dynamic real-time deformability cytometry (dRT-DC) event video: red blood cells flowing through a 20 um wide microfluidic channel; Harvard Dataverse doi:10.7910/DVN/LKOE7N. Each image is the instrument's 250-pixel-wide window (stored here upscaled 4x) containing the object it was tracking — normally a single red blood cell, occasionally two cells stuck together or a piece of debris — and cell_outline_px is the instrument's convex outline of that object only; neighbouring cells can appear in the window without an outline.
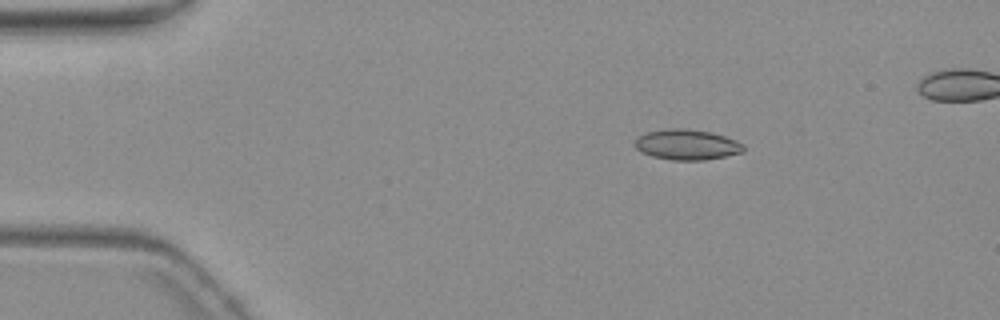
{"species": "common noctule bat (a hibernating species)", "species_latin": "Nyctalus noctula", "temperature_condition": "warm", "stored_images_in_passage": 4, "camera_frame_rate_fps": 3000, "um_per_image_px": 0.085, "animal": {"sex": "female", "body_mass_g": 19.3, "forearm_length_mm": 54.1}, "frame": {"image": 1, "passage_image": 2, "time_ms": 1.333, "image_size_px": [1000, 320], "cell_outline_px": [[744, 152], [704, 160], [672, 160], [652, 156], [640, 152], [636, 148], [636, 136], [644, 132], [668, 128], [688, 128], [712, 132], [736, 140], [744, 144]], "centroid_in_image_um": [58.37, 12.28], "position_along_channel_um": 26.6, "area_um2": 19.48}}